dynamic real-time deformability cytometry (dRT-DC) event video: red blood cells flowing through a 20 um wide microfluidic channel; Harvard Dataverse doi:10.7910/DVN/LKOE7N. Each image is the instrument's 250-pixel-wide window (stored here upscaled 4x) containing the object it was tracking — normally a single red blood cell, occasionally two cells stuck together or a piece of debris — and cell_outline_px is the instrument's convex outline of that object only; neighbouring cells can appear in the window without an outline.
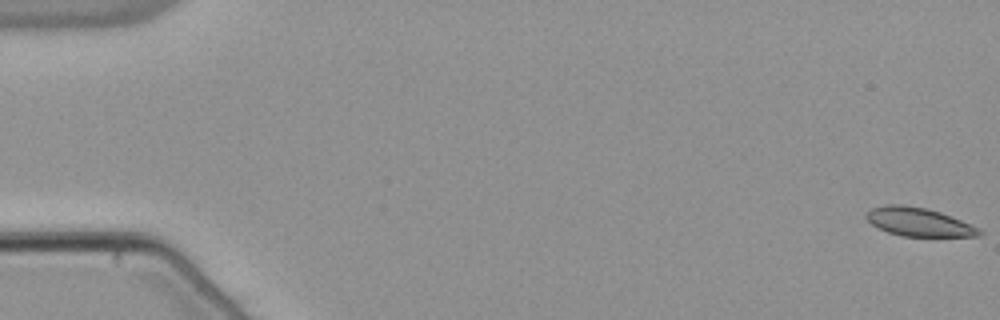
{"species": "common noctule bat (a hibernating species)", "species_latin": "Nyctalus noctula", "temperature_condition": "warm", "stored_images_in_passage": 55, "camera_frame_rate_fps": 3000, "um_per_image_px": 0.085, "animal": {"sex": "male", "body_mass_g": 21.5, "forearm_length_mm": 52.0}, "frame": {"image": 1, "passage_image": 1, "time_ms": 0.0, "image_size_px": [1000, 320], "cell_outline_px": [[984, 232], [980, 236], [900, 236], [888, 232], [872, 224], [864, 216], [872, 208], [884, 204], [904, 204], [924, 208], [940, 212], [960, 220]], "centroid_in_image_um": [78.04, 18.86], "position_along_channel_um": 7.0, "area_um2": 18.5}}
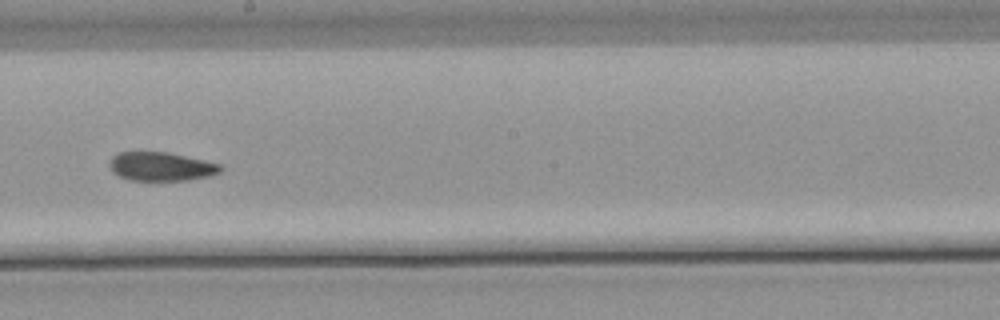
{"frame": {"image": 2, "passage_image": 32, "time_ms": 10.333, "image_size_px": [1000, 320], "cell_outline_px": [[224, 168], [220, 172], [212, 176], [188, 180], [128, 180], [112, 172], [108, 164], [108, 160], [112, 156], [120, 152], [168, 152], [220, 164]], "centroid_in_image_um": [13.68, 14.16], "position_along_channel_um": 234.5, "area_um2": 18.73}}
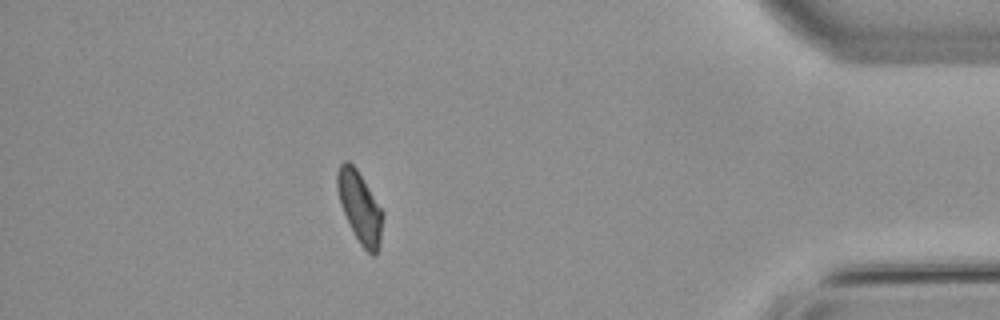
{"frame": {"image": 3, "passage_image": 49, "time_ms": 16.0, "image_size_px": [1000, 320], "cell_outline_px": [[384, 216], [380, 244], [376, 256], [372, 256], [360, 244], [340, 204], [336, 188], [336, 172], [340, 164], [344, 160], [348, 160], [356, 168], [384, 212]], "centroid_in_image_um": [30.59, 17.6], "position_along_channel_um": 404.6, "area_um2": 18.9}, "authors_computed_cell_mechanics": {"area_um2": 19.4786, "velocity_mm_per_s": 3.8044, "shape_relaxation_time_tau1_ms": null, "shape_relaxation_time_tau2_ms": 2.2432, "deformation_change_tau1": null, "deformation_change_tau2": 0.0529}}